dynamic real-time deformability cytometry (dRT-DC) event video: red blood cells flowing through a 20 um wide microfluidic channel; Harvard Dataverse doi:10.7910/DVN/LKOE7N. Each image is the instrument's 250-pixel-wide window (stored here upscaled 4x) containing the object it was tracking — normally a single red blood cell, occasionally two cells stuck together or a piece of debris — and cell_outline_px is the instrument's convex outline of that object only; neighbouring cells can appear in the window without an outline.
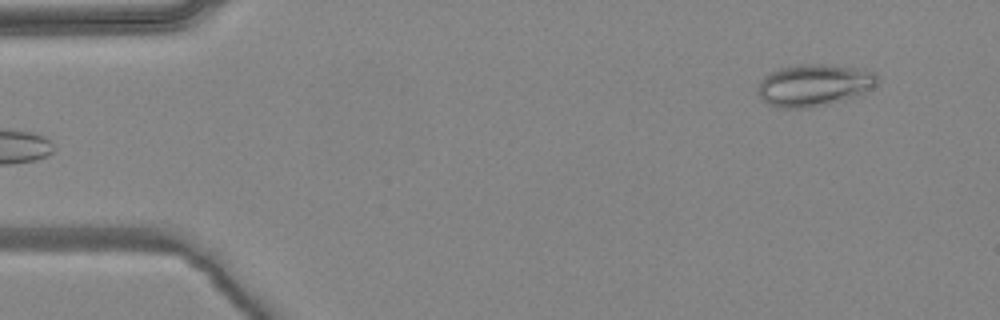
{"species": "common noctule bat (a hibernating species)", "species_latin": "Nyctalus noctula", "temperature_condition": "warm", "stored_images_in_passage": 5, "camera_frame_rate_fps": 3000, "um_per_image_px": 0.085, "animal": {"sex": "female", "body_mass_g": 24.6, "forearm_length_mm": 56.2}, "frame": {"image": 1, "passage_image": 5, "time_ms": 1.333, "image_size_px": [1000, 320], "cell_outline_px": [[880, 80], [872, 88], [856, 96], [828, 104], [808, 108], [776, 108], [764, 104], [760, 100], [756, 92], [756, 88], [760, 80], [764, 76], [780, 68], [800, 64], [828, 64], [864, 68], [872, 72]], "centroid_in_image_um": [69.14, 7.25], "position_along_channel_um": 15.9, "area_um2": 29.82}}